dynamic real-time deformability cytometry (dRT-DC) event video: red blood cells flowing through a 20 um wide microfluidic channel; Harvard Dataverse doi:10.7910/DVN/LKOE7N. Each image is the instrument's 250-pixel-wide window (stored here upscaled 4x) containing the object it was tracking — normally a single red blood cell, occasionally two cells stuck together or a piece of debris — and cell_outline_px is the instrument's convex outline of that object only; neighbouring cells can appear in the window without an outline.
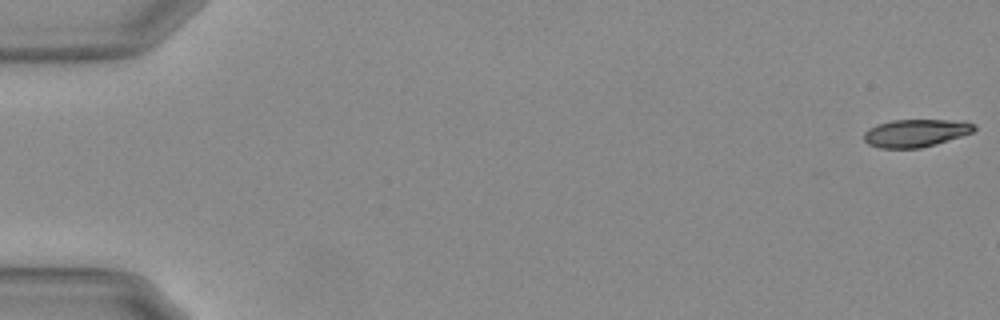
{"species": "Egyptian fruit bat (a non-hibernating species)", "species_latin": "Rousettus aegyptiacus", "temperature_condition": "warm", "stored_images_in_passage": 12, "camera_frame_rate_fps": 3000, "um_per_image_px": 0.085, "animal": {"sex": "female"}, "frame": {"image": 1, "passage_image": 1, "time_ms": 0.0, "image_size_px": [1000, 320], "cell_outline_px": [[976, 128], [972, 132], [936, 144], [920, 148], [880, 148], [868, 144], [864, 140], [864, 132], [868, 128], [876, 124], [892, 120], [968, 120], [976, 124]], "centroid_in_image_um": [77.84, 11.29], "position_along_channel_um": 7.2, "area_um2": 17.98}}